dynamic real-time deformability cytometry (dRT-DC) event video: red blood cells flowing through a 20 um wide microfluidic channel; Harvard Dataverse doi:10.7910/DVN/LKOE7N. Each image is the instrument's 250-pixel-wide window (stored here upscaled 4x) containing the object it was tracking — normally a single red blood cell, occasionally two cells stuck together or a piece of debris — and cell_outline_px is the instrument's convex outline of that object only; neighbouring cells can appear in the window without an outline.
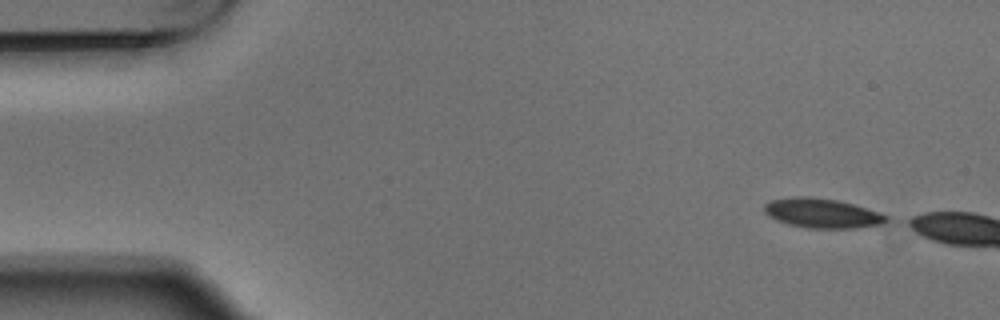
{"species": "Egyptian fruit bat (a non-hibernating species)", "species_latin": "Rousettus aegyptiacus", "temperature_condition": "warm", "stored_images_in_passage": 3, "camera_frame_rate_fps": 3000, "um_per_image_px": 0.085, "animal": {"sex": "male"}, "frame": {"image": 1, "passage_image": 1, "time_ms": 0.0, "image_size_px": [1000, 320], "cell_outline_px": [[888, 216], [884, 220], [876, 224], [852, 228], [808, 228], [788, 224], [776, 220], [768, 216], [764, 212], [764, 204], [772, 200], [792, 196], [808, 196], [836, 200], [852, 204], [880, 212]], "centroid_in_image_um": [69.78, 18.11], "position_along_channel_um": 15.2, "area_um2": 20.69}}